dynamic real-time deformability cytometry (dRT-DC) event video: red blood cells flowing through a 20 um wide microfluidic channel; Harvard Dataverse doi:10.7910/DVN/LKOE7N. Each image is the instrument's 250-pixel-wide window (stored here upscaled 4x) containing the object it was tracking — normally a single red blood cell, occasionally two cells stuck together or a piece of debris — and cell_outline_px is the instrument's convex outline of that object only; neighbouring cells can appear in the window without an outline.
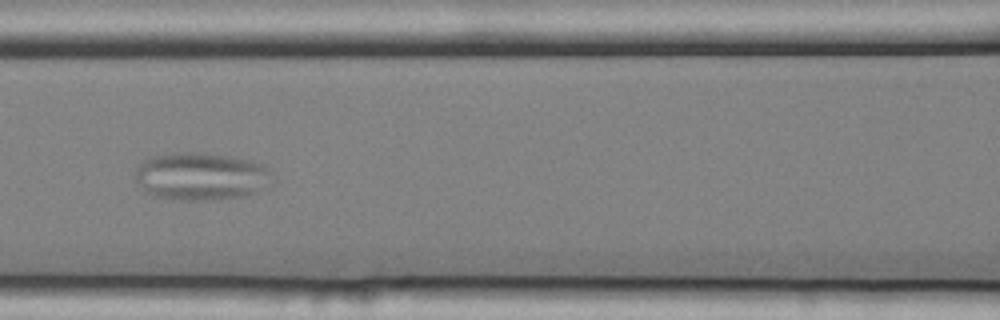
{"species": "common noctule bat (a hibernating species)", "species_latin": "Nyctalus noctula", "temperature_condition": "cold", "stored_images_in_passage": 14, "camera_frame_rate_fps": 3000, "um_per_image_px": 0.085, "animal": {"sex": "female", "body_mass_g": 25.1}, "frame": {"image": 1, "passage_image": 7, "time_ms": 2.0, "image_size_px": [1000, 320], "cell_outline_px": [[276, 176], [248, 196], [212, 200], [172, 200], [152, 196], [144, 192], [136, 180], [136, 168], [144, 160], [156, 156], [172, 152], [196, 152], [228, 156], [248, 160], [264, 164], [272, 168]], "centroid_in_image_um": [17.09, 15.0], "position_along_channel_um": 149.5, "area_um2": 38.44}}